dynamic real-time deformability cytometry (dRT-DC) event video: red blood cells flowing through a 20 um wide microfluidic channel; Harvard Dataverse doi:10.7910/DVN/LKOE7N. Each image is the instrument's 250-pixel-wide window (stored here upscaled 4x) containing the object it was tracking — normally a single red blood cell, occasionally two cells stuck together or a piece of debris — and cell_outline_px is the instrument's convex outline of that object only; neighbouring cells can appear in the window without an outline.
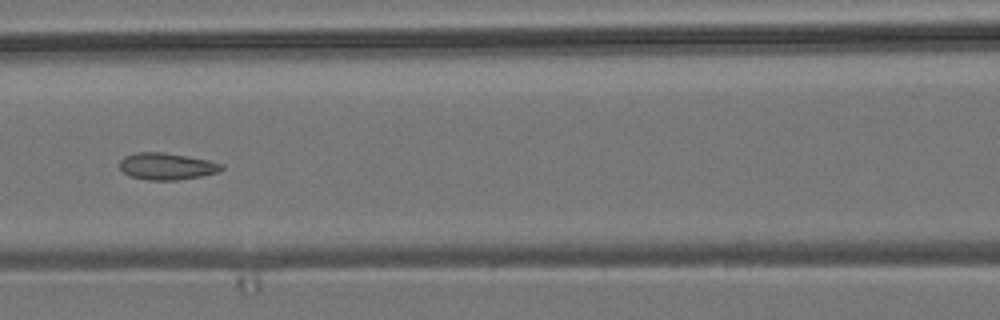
{"species": "common noctule bat (a hibernating species)", "species_latin": "Nyctalus noctula", "temperature_condition": "room temperature", "stored_images_in_passage": 10, "camera_frame_rate_fps": 3000, "um_per_image_px": 0.085, "animal": {"sex": "male", "body_mass_g": 19.2, "forearm_length_mm": 51.8}, "frame": {"image": 1, "passage_image": 7, "time_ms": 7.667, "image_size_px": [1000, 320], "cell_outline_px": [[224, 168], [220, 172], [200, 176], [176, 180], [148, 180], [128, 176], [120, 168], [120, 160], [124, 156], [136, 152], [164, 152], [208, 160], [224, 164]], "centroid_in_image_um": [14.17, 14.13], "position_along_channel_um": 152.4, "area_um2": 16.01}}
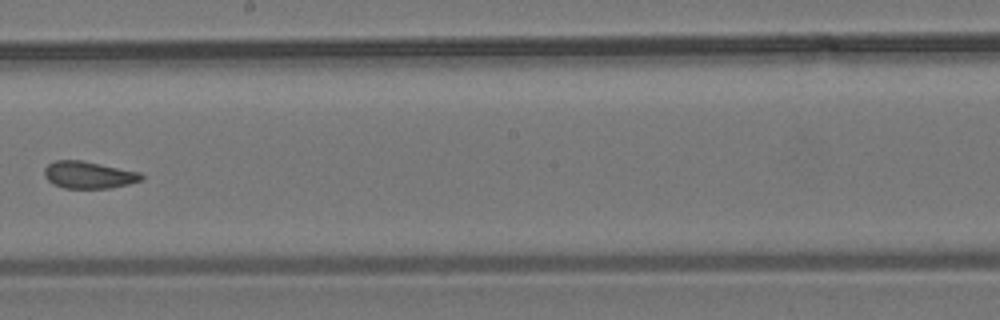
{"frame": {"image": 2, "passage_image": 9, "time_ms": 10.0, "image_size_px": [1000, 320], "cell_outline_px": [[144, 176], [140, 180], [128, 184], [108, 188], [64, 188], [52, 184], [44, 176], [44, 168], [48, 164], [56, 160], [80, 160], [140, 172]], "centroid_in_image_um": [7.5, 14.87], "position_along_channel_um": 240.7, "area_um2": 15.2}}
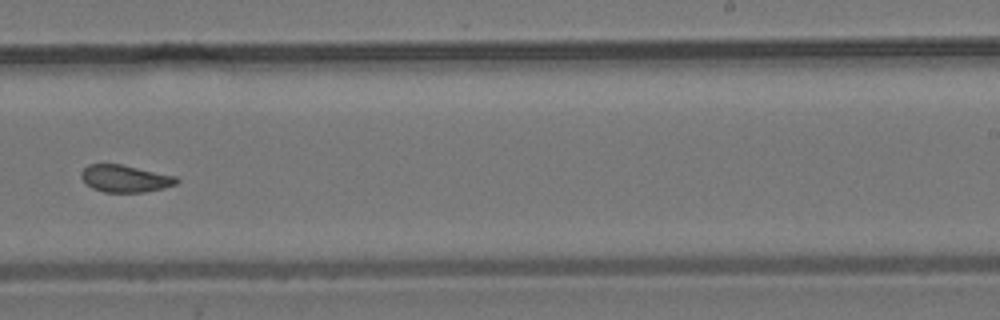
{"frame": {"image": 3, "passage_image": 10, "time_ms": 11.0, "image_size_px": [1000, 320], "cell_outline_px": [[180, 180], [176, 184], [164, 188], [144, 192], [104, 192], [92, 188], [80, 176], [80, 172], [88, 164], [120, 164], [176, 176]], "centroid_in_image_um": [10.64, 15.18], "position_along_channel_um": 278.4, "area_um2": 15.03}}